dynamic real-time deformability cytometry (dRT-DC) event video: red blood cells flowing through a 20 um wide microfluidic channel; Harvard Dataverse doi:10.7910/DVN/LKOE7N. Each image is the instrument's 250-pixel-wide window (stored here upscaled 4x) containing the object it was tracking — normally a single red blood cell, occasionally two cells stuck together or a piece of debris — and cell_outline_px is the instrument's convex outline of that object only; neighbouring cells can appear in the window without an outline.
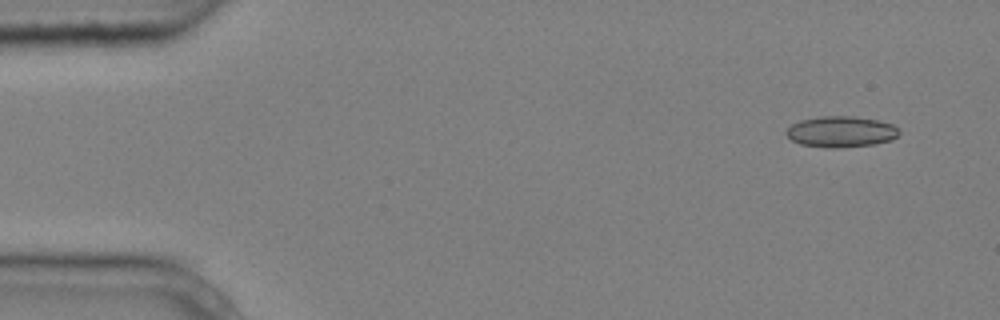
{"species": "common noctule bat (a hibernating species)", "species_latin": "Nyctalus noctula", "temperature_condition": "cold", "stored_images_in_passage": 5, "camera_frame_rate_fps": 3000, "um_per_image_px": 0.085, "animal": {"sex": "male", "body_mass_g": 20.4}, "frame": {"image": 1, "passage_image": 1, "time_ms": 0.0, "image_size_px": [1000, 320], "cell_outline_px": [[900, 132], [892, 140], [876, 144], [840, 148], [824, 148], [800, 144], [792, 140], [784, 132], [792, 124], [800, 120], [820, 116], [856, 116], [876, 120], [892, 124]], "centroid_in_image_um": [71.47, 11.2], "position_along_channel_um": 13.5, "area_um2": 20.52}}
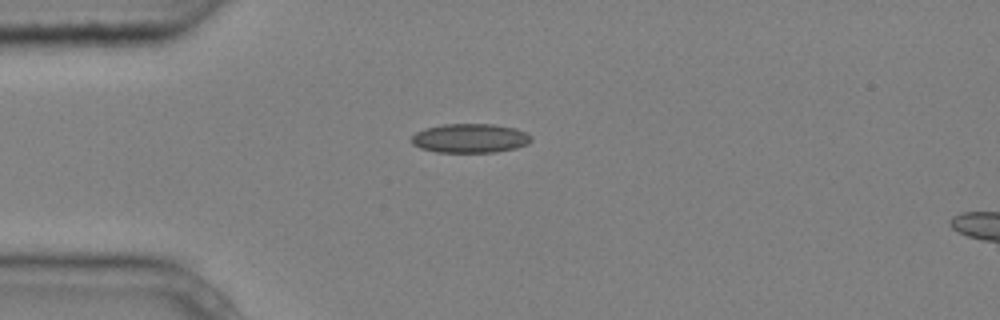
{"frame": {"image": 2, "passage_image": 4, "time_ms": 1.0, "image_size_px": [1000, 320], "cell_outline_px": [[532, 140], [528, 144], [516, 148], [496, 152], [436, 152], [420, 148], [412, 144], [412, 136], [416, 132], [424, 128], [444, 124], [496, 124], [516, 128], [528, 132], [532, 136]], "centroid_in_image_um": [39.99, 11.74], "position_along_channel_um": 45.0, "area_um2": 20.58}}